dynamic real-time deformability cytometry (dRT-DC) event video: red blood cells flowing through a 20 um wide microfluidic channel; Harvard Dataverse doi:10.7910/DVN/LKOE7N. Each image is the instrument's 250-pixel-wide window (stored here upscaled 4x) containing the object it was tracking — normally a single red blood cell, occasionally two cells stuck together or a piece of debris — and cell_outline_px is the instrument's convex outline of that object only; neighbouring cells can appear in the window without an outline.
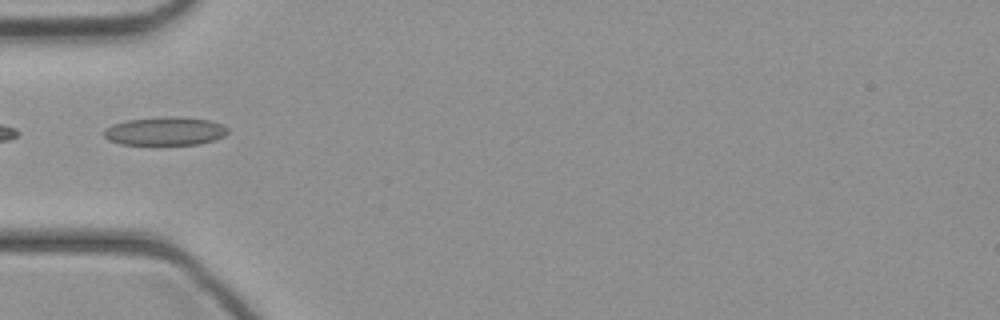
{"species": "common noctule bat (a hibernating species)", "species_latin": "Nyctalus noctula", "temperature_condition": "cold", "stored_images_in_passage": 30, "camera_frame_rate_fps": 3000, "um_per_image_px": 0.085, "animal": {"sex": "female", "body_mass_g": 21.9}, "frame": {"image": 1, "passage_image": 1, "time_ms": 0.0, "image_size_px": [1000, 320], "cell_outline_px": [[228, 132], [224, 136], [200, 144], [120, 144], [108, 140], [104, 136], [104, 128], [112, 124], [128, 120], [164, 116], [180, 116], [208, 120], [220, 124], [228, 128]], "centroid_in_image_um": [14.01, 11.14], "position_along_channel_um": 71.0, "area_um2": 20.46}}
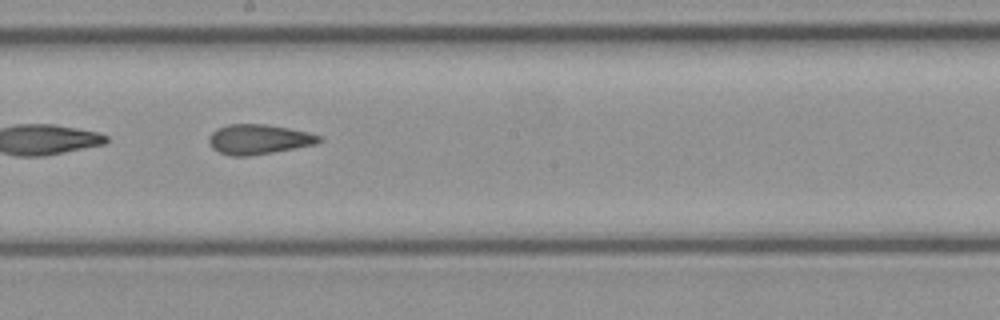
{"frame": {"image": 2, "passage_image": 11, "time_ms": 3.333, "image_size_px": [1000, 320], "cell_outline_px": [[324, 140], [316, 144], [272, 152], [248, 156], [232, 156], [220, 152], [212, 148], [208, 144], [208, 136], [216, 128], [228, 124], [264, 124], [288, 128], [308, 132], [320, 136]], "centroid_in_image_um": [21.96, 11.83], "position_along_channel_um": 226.2, "area_um2": 19.19}}
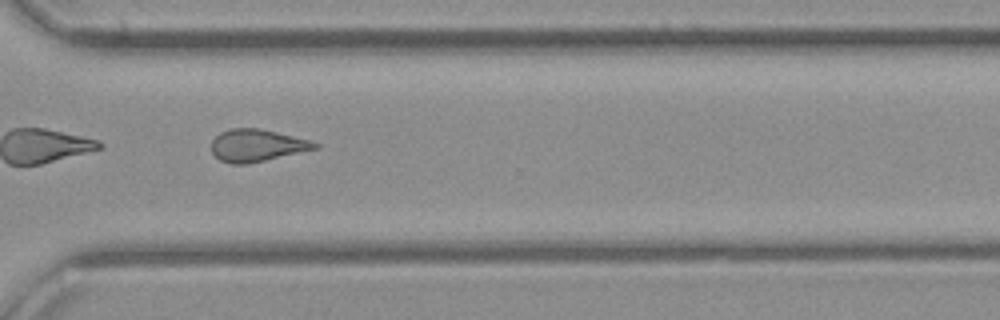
{"frame": {"image": 3, "passage_image": 19, "time_ms": 6.0, "image_size_px": [1000, 320], "cell_outline_px": [[320, 148], [248, 164], [232, 164], [220, 160], [212, 152], [212, 140], [220, 132], [232, 128], [260, 128], [308, 140], [320, 144]], "centroid_in_image_um": [21.84, 12.36], "position_along_channel_um": 348.8, "area_um2": 19.36}}